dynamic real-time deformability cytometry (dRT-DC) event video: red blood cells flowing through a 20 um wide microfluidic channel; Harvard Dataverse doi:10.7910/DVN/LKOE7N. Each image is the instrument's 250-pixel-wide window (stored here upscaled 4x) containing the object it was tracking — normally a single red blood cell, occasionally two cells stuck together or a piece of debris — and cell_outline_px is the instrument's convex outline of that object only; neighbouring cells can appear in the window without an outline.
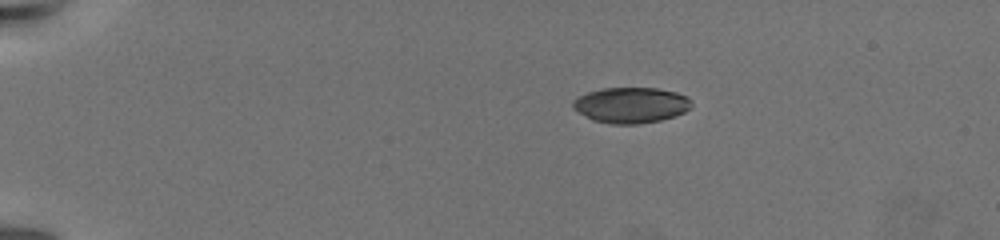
{"species": "common noctule bat (a hibernating species)", "species_latin": "Nyctalus noctula", "temperature_condition": "warm", "stored_images_in_passage": 16, "camera_frame_rate_fps": 3000, "um_per_image_px": 0.085, "animal": {"sex": "female", "body_mass_g": 19.5, "forearm_length_mm": 54.1}, "frame": {"image": 1, "passage_image": 1, "time_ms": 0.0, "image_size_px": [1000, 240], "cell_outline_px": [[692, 104], [684, 112], [676, 116], [660, 120], [636, 124], [612, 124], [592, 120], [572, 108], [572, 100], [588, 92], [604, 88], [656, 88], [676, 92], [688, 96], [692, 100]], "centroid_in_image_um": [53.64, 8.93], "position_along_channel_um": 31.4, "area_um2": 24.68}}
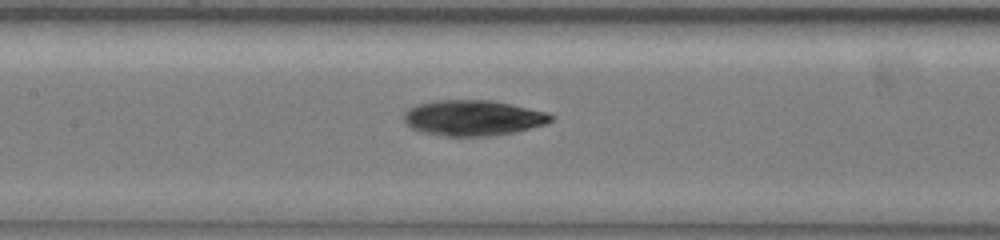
{"frame": {"image": 2, "passage_image": 7, "time_ms": 7.0, "image_size_px": [1000, 240], "cell_outline_px": [[556, 116], [552, 120], [544, 124], [512, 132], [484, 136], [448, 136], [420, 132], [412, 128], [404, 120], [404, 112], [408, 108], [416, 104], [432, 100], [492, 100], [544, 112]], "centroid_in_image_um": [40.14, 10.01], "position_along_channel_um": 167.3, "area_um2": 30.17}}
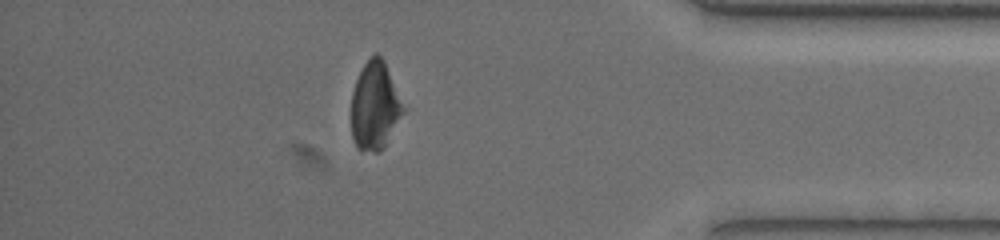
{"frame": {"image": 3, "passage_image": 14, "time_ms": 15.0, "image_size_px": [1000, 240], "cell_outline_px": [[404, 112], [384, 148], [380, 152], [372, 152], [356, 148], [352, 140], [352, 92], [356, 80], [364, 64], [376, 52], [384, 60], [404, 108]], "centroid_in_image_um": [31.85, 9.04], "position_along_channel_um": 403.3, "area_um2": 26.36}, "authors_computed_cell_mechanics": {"area_um2": 29.2179, "velocity_mm_per_s": 3.2702, "shape_relaxation_time_tau1_ms": 3.2903, "shape_relaxation_time_tau2_ms": 4.1846, "deformation_change_tau1": 0.0933, "deformation_change_tau2": 0.1307}}